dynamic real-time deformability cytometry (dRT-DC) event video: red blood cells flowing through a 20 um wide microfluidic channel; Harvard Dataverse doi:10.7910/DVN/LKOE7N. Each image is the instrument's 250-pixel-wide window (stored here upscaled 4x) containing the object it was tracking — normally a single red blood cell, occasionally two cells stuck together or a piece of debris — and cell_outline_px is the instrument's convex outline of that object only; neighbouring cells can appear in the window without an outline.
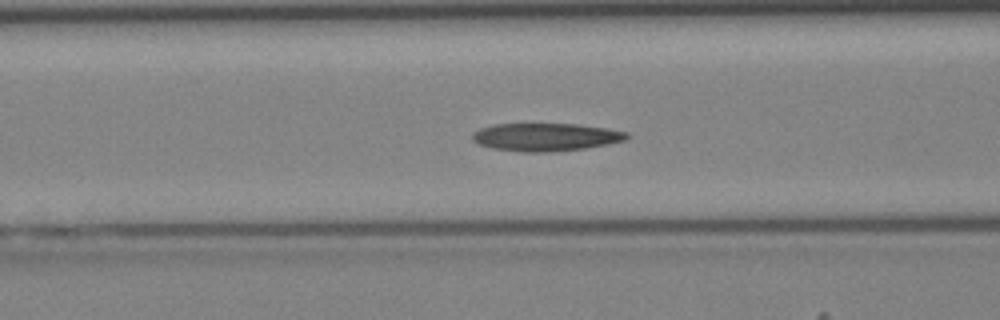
{"species": "Egyptian fruit bat (a non-hibernating species)", "species_latin": "Rousettus aegyptiacus", "temperature_condition": "cold", "stored_images_in_passage": 36, "camera_frame_rate_fps": 3000, "um_per_image_px": 0.085, "animal": {"sex": "female"}, "frame": {"image": 1, "passage_image": 16, "time_ms": 5.0, "image_size_px": [1000, 320], "cell_outline_px": [[628, 136], [624, 140], [608, 144], [584, 148], [548, 152], [520, 152], [492, 148], [476, 144], [472, 140], [472, 132], [480, 128], [496, 124], [576, 124], [608, 128], [628, 132]], "centroid_in_image_um": [46.34, 11.65], "position_along_channel_um": 120.3, "area_um2": 25.14}}
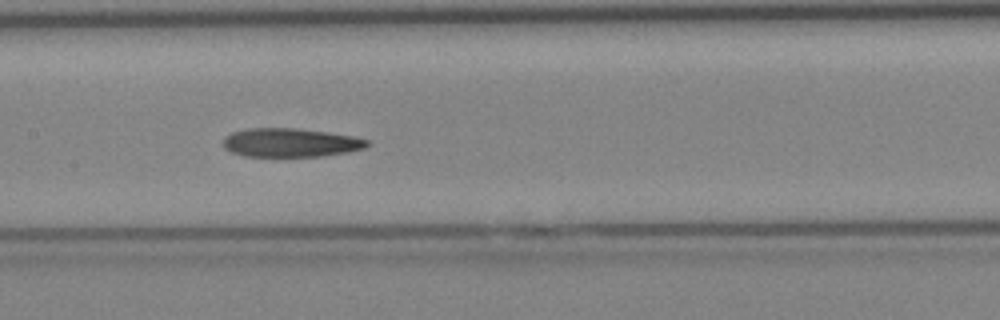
{"frame": {"image": 2, "passage_image": 20, "time_ms": 6.333, "image_size_px": [1000, 320], "cell_outline_px": [[368, 144], [364, 148], [348, 152], [320, 156], [244, 156], [232, 152], [224, 148], [224, 136], [232, 132], [248, 128], [296, 128], [328, 132], [352, 136], [368, 140]], "centroid_in_image_um": [24.66, 12.12], "position_along_channel_um": 182.7, "area_um2": 23.99}}
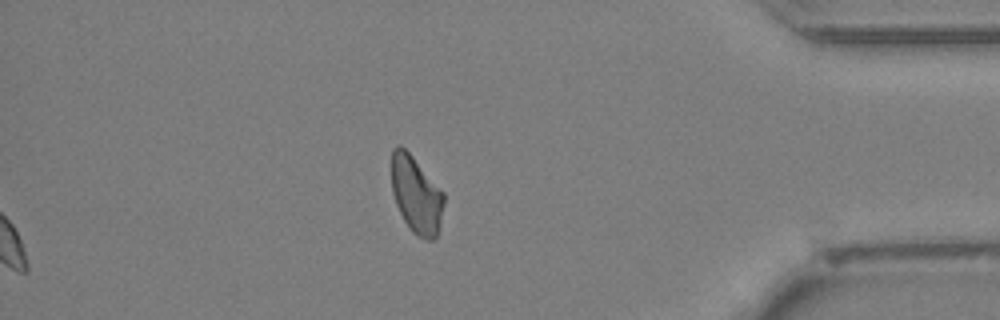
{"frame": {"image": 3, "passage_image": 36, "time_ms": 11.667, "image_size_px": [1000, 320], "cell_outline_px": [[444, 204], [440, 224], [436, 236], [432, 240], [428, 240], [416, 236], [412, 232], [404, 220], [396, 204], [392, 192], [392, 148], [396, 144], [400, 144], [412, 156], [444, 192]], "centroid_in_image_um": [35.38, 16.56], "position_along_channel_um": 399.8, "area_um2": 23.47}}